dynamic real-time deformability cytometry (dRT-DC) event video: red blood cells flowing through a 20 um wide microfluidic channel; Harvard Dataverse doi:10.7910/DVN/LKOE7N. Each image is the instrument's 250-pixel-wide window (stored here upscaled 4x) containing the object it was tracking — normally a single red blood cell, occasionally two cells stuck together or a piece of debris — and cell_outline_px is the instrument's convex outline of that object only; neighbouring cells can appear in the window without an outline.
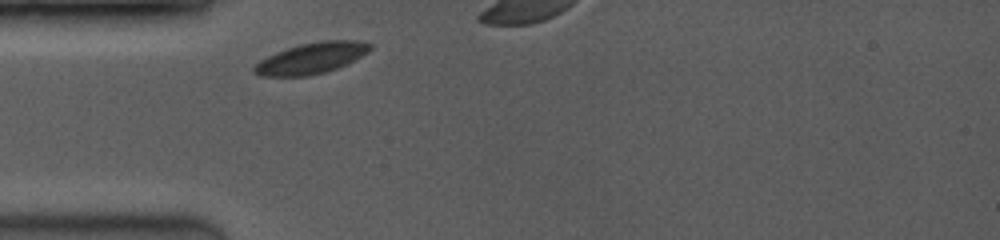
{"species": "common noctule bat (a hibernating species)", "species_latin": "Nyctalus noctula", "temperature_condition": "room temperature", "stored_images_in_passage": 1, "camera_frame_rate_fps": 3500, "um_per_image_px": 0.085, "animal": {"sex": "female", "body_mass_g": 19.0, "forearm_length_mm": 53.3}, "frame": {"image": 1, "passage_image": 1, "time_ms": 0.0, "image_size_px": [1000, 240], "cell_outline_px": [[372, 48], [368, 52], [336, 68], [324, 72], [308, 76], [260, 76], [252, 72], [252, 68], [260, 60], [276, 52], [300, 44], [320, 40], [364, 40], [372, 44]], "centroid_in_image_um": [26.46, 4.93], "position_along_channel_um": 58.5, "area_um2": 20.87}}